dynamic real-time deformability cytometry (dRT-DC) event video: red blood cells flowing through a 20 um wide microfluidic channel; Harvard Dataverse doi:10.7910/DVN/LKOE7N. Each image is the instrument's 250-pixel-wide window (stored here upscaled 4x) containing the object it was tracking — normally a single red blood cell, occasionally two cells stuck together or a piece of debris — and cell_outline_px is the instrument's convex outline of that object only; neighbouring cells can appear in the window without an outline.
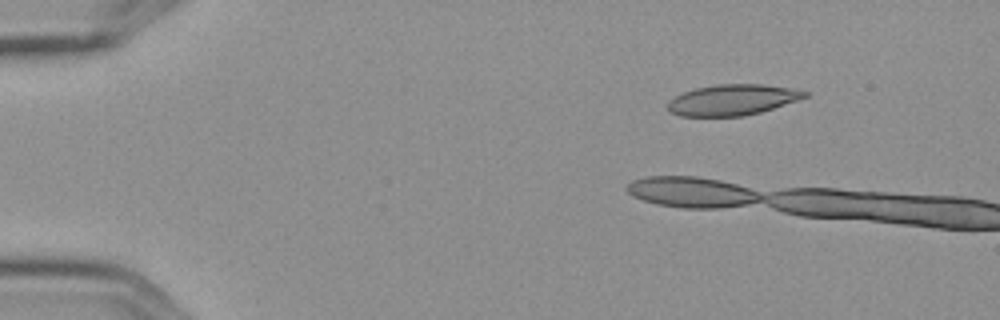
{"species": "Egyptian fruit bat (a non-hibernating species)", "species_latin": "Rousettus aegyptiacus", "temperature_condition": "cold", "stored_images_in_passage": 2, "camera_frame_rate_fps": 3000, "um_per_image_px": 0.085, "frame": {"image": 1, "passage_image": 1, "time_ms": 0.0, "image_size_px": [1000, 320], "cell_outline_px": [[808, 96], [760, 112], [744, 116], [680, 116], [672, 112], [668, 108], [668, 100], [684, 92], [696, 88], [716, 84], [764, 84], [796, 88], [808, 92]], "centroid_in_image_um": [62.28, 8.47], "position_along_channel_um": 22.7, "area_um2": 24.51}}